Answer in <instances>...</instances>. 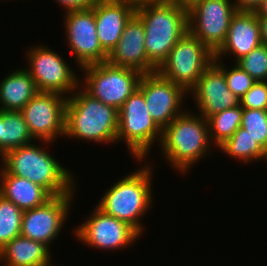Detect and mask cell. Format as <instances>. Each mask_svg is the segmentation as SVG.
<instances>
[{"label":"cell","instance_id":"16","mask_svg":"<svg viewBox=\"0 0 267 266\" xmlns=\"http://www.w3.org/2000/svg\"><path fill=\"white\" fill-rule=\"evenodd\" d=\"M188 93L194 99L198 114L205 119L240 105L239 98L227 86L224 71L214 61Z\"/></svg>","mask_w":267,"mask_h":266},{"label":"cell","instance_id":"2","mask_svg":"<svg viewBox=\"0 0 267 266\" xmlns=\"http://www.w3.org/2000/svg\"><path fill=\"white\" fill-rule=\"evenodd\" d=\"M191 111L186 109L162 131L159 146L168 165L182 175L212 154L208 120Z\"/></svg>","mask_w":267,"mask_h":266},{"label":"cell","instance_id":"29","mask_svg":"<svg viewBox=\"0 0 267 266\" xmlns=\"http://www.w3.org/2000/svg\"><path fill=\"white\" fill-rule=\"evenodd\" d=\"M213 61L224 71L228 88L238 98H241L255 84L256 81L237 63H234L235 65L229 68L222 60Z\"/></svg>","mask_w":267,"mask_h":266},{"label":"cell","instance_id":"23","mask_svg":"<svg viewBox=\"0 0 267 266\" xmlns=\"http://www.w3.org/2000/svg\"><path fill=\"white\" fill-rule=\"evenodd\" d=\"M239 162L251 163L265 158V150L253 139L248 131L239 127L234 134L217 148ZM241 160V161H240Z\"/></svg>","mask_w":267,"mask_h":266},{"label":"cell","instance_id":"9","mask_svg":"<svg viewBox=\"0 0 267 266\" xmlns=\"http://www.w3.org/2000/svg\"><path fill=\"white\" fill-rule=\"evenodd\" d=\"M28 69L39 92H56L69 97L79 86L80 76L58 52L43 44L31 46L25 55ZM79 77V80L77 79Z\"/></svg>","mask_w":267,"mask_h":266},{"label":"cell","instance_id":"30","mask_svg":"<svg viewBox=\"0 0 267 266\" xmlns=\"http://www.w3.org/2000/svg\"><path fill=\"white\" fill-rule=\"evenodd\" d=\"M239 100L242 108L267 110V81H256Z\"/></svg>","mask_w":267,"mask_h":266},{"label":"cell","instance_id":"35","mask_svg":"<svg viewBox=\"0 0 267 266\" xmlns=\"http://www.w3.org/2000/svg\"><path fill=\"white\" fill-rule=\"evenodd\" d=\"M166 1L174 3L175 5H178L179 7H182L188 11L192 6H194L201 0H166Z\"/></svg>","mask_w":267,"mask_h":266},{"label":"cell","instance_id":"24","mask_svg":"<svg viewBox=\"0 0 267 266\" xmlns=\"http://www.w3.org/2000/svg\"><path fill=\"white\" fill-rule=\"evenodd\" d=\"M243 108L231 107L207 118L209 137L214 147H219L240 127Z\"/></svg>","mask_w":267,"mask_h":266},{"label":"cell","instance_id":"3","mask_svg":"<svg viewBox=\"0 0 267 266\" xmlns=\"http://www.w3.org/2000/svg\"><path fill=\"white\" fill-rule=\"evenodd\" d=\"M142 163L139 169L118 179L106 189L96 206L103 213L115 217L132 226L141 236L143 216L153 207V166ZM152 187V188H151Z\"/></svg>","mask_w":267,"mask_h":266},{"label":"cell","instance_id":"27","mask_svg":"<svg viewBox=\"0 0 267 266\" xmlns=\"http://www.w3.org/2000/svg\"><path fill=\"white\" fill-rule=\"evenodd\" d=\"M240 127L267 149V110L243 108Z\"/></svg>","mask_w":267,"mask_h":266},{"label":"cell","instance_id":"5","mask_svg":"<svg viewBox=\"0 0 267 266\" xmlns=\"http://www.w3.org/2000/svg\"><path fill=\"white\" fill-rule=\"evenodd\" d=\"M135 15L144 26L148 61L158 69L177 41L188 32V11L163 0L136 9Z\"/></svg>","mask_w":267,"mask_h":266},{"label":"cell","instance_id":"14","mask_svg":"<svg viewBox=\"0 0 267 266\" xmlns=\"http://www.w3.org/2000/svg\"><path fill=\"white\" fill-rule=\"evenodd\" d=\"M64 15V30L67 47L78 68L107 62L108 54L100 45L92 8L67 11Z\"/></svg>","mask_w":267,"mask_h":266},{"label":"cell","instance_id":"17","mask_svg":"<svg viewBox=\"0 0 267 266\" xmlns=\"http://www.w3.org/2000/svg\"><path fill=\"white\" fill-rule=\"evenodd\" d=\"M144 42V26L134 14L125 25L117 45L108 55L107 62L114 66L138 70L142 74L157 72L148 61Z\"/></svg>","mask_w":267,"mask_h":266},{"label":"cell","instance_id":"13","mask_svg":"<svg viewBox=\"0 0 267 266\" xmlns=\"http://www.w3.org/2000/svg\"><path fill=\"white\" fill-rule=\"evenodd\" d=\"M138 90L144 95L151 118L162 131L186 111L183 104L189 93L158 72L143 74Z\"/></svg>","mask_w":267,"mask_h":266},{"label":"cell","instance_id":"28","mask_svg":"<svg viewBox=\"0 0 267 266\" xmlns=\"http://www.w3.org/2000/svg\"><path fill=\"white\" fill-rule=\"evenodd\" d=\"M236 63L255 81H267V45L261 44Z\"/></svg>","mask_w":267,"mask_h":266},{"label":"cell","instance_id":"20","mask_svg":"<svg viewBox=\"0 0 267 266\" xmlns=\"http://www.w3.org/2000/svg\"><path fill=\"white\" fill-rule=\"evenodd\" d=\"M51 249L44 243L17 236L0 249L3 266H56Z\"/></svg>","mask_w":267,"mask_h":266},{"label":"cell","instance_id":"36","mask_svg":"<svg viewBox=\"0 0 267 266\" xmlns=\"http://www.w3.org/2000/svg\"><path fill=\"white\" fill-rule=\"evenodd\" d=\"M4 119L2 110H0V157L3 156V132H4Z\"/></svg>","mask_w":267,"mask_h":266},{"label":"cell","instance_id":"7","mask_svg":"<svg viewBox=\"0 0 267 266\" xmlns=\"http://www.w3.org/2000/svg\"><path fill=\"white\" fill-rule=\"evenodd\" d=\"M80 70L84 75L81 87L93 98L117 110L138 89L143 75L138 70L108 62L88 65Z\"/></svg>","mask_w":267,"mask_h":266},{"label":"cell","instance_id":"37","mask_svg":"<svg viewBox=\"0 0 267 266\" xmlns=\"http://www.w3.org/2000/svg\"><path fill=\"white\" fill-rule=\"evenodd\" d=\"M255 13L257 16H267V0L262 1Z\"/></svg>","mask_w":267,"mask_h":266},{"label":"cell","instance_id":"32","mask_svg":"<svg viewBox=\"0 0 267 266\" xmlns=\"http://www.w3.org/2000/svg\"><path fill=\"white\" fill-rule=\"evenodd\" d=\"M263 0H235V7L238 11L255 12Z\"/></svg>","mask_w":267,"mask_h":266},{"label":"cell","instance_id":"38","mask_svg":"<svg viewBox=\"0 0 267 266\" xmlns=\"http://www.w3.org/2000/svg\"><path fill=\"white\" fill-rule=\"evenodd\" d=\"M265 162H267V149L265 150V158H264Z\"/></svg>","mask_w":267,"mask_h":266},{"label":"cell","instance_id":"12","mask_svg":"<svg viewBox=\"0 0 267 266\" xmlns=\"http://www.w3.org/2000/svg\"><path fill=\"white\" fill-rule=\"evenodd\" d=\"M67 97L56 92H38L21 110L32 137L56 142L65 135Z\"/></svg>","mask_w":267,"mask_h":266},{"label":"cell","instance_id":"25","mask_svg":"<svg viewBox=\"0 0 267 266\" xmlns=\"http://www.w3.org/2000/svg\"><path fill=\"white\" fill-rule=\"evenodd\" d=\"M4 119L3 155L15 148L36 141L20 111H2Z\"/></svg>","mask_w":267,"mask_h":266},{"label":"cell","instance_id":"18","mask_svg":"<svg viewBox=\"0 0 267 266\" xmlns=\"http://www.w3.org/2000/svg\"><path fill=\"white\" fill-rule=\"evenodd\" d=\"M261 44L260 25L256 13L237 11L231 19L225 42L214 54V60H223V57L231 54L233 62L236 63Z\"/></svg>","mask_w":267,"mask_h":266},{"label":"cell","instance_id":"1","mask_svg":"<svg viewBox=\"0 0 267 266\" xmlns=\"http://www.w3.org/2000/svg\"><path fill=\"white\" fill-rule=\"evenodd\" d=\"M42 143L36 145L34 142L6 152L0 157V173L26 178L45 188L52 196L76 193L74 173L72 175L70 170L63 167V164L44 148L53 142Z\"/></svg>","mask_w":267,"mask_h":266},{"label":"cell","instance_id":"34","mask_svg":"<svg viewBox=\"0 0 267 266\" xmlns=\"http://www.w3.org/2000/svg\"><path fill=\"white\" fill-rule=\"evenodd\" d=\"M260 25L262 44L267 45V16H257Z\"/></svg>","mask_w":267,"mask_h":266},{"label":"cell","instance_id":"33","mask_svg":"<svg viewBox=\"0 0 267 266\" xmlns=\"http://www.w3.org/2000/svg\"><path fill=\"white\" fill-rule=\"evenodd\" d=\"M115 1L122 2L126 5H129L136 10L140 7L147 6V5L154 4V3H158V2H161L163 0H115Z\"/></svg>","mask_w":267,"mask_h":266},{"label":"cell","instance_id":"8","mask_svg":"<svg viewBox=\"0 0 267 266\" xmlns=\"http://www.w3.org/2000/svg\"><path fill=\"white\" fill-rule=\"evenodd\" d=\"M213 60L214 53L188 31L177 41L157 72L189 92Z\"/></svg>","mask_w":267,"mask_h":266},{"label":"cell","instance_id":"11","mask_svg":"<svg viewBox=\"0 0 267 266\" xmlns=\"http://www.w3.org/2000/svg\"><path fill=\"white\" fill-rule=\"evenodd\" d=\"M93 209L88 218L73 231L74 237L84 245L93 249L117 251L127 249L139 241L141 235L132 226L103 213L97 207Z\"/></svg>","mask_w":267,"mask_h":266},{"label":"cell","instance_id":"15","mask_svg":"<svg viewBox=\"0 0 267 266\" xmlns=\"http://www.w3.org/2000/svg\"><path fill=\"white\" fill-rule=\"evenodd\" d=\"M74 195L53 196L42 206L24 211L20 235L50 247L68 220Z\"/></svg>","mask_w":267,"mask_h":266},{"label":"cell","instance_id":"10","mask_svg":"<svg viewBox=\"0 0 267 266\" xmlns=\"http://www.w3.org/2000/svg\"><path fill=\"white\" fill-rule=\"evenodd\" d=\"M237 11L232 0H201L188 10V31L215 54L225 42Z\"/></svg>","mask_w":267,"mask_h":266},{"label":"cell","instance_id":"31","mask_svg":"<svg viewBox=\"0 0 267 266\" xmlns=\"http://www.w3.org/2000/svg\"><path fill=\"white\" fill-rule=\"evenodd\" d=\"M67 11L92 8L98 0H54Z\"/></svg>","mask_w":267,"mask_h":266},{"label":"cell","instance_id":"22","mask_svg":"<svg viewBox=\"0 0 267 266\" xmlns=\"http://www.w3.org/2000/svg\"><path fill=\"white\" fill-rule=\"evenodd\" d=\"M9 73L0 82V110L20 111L39 91L26 67Z\"/></svg>","mask_w":267,"mask_h":266},{"label":"cell","instance_id":"26","mask_svg":"<svg viewBox=\"0 0 267 266\" xmlns=\"http://www.w3.org/2000/svg\"><path fill=\"white\" fill-rule=\"evenodd\" d=\"M23 213L12 201L0 195V249L20 236Z\"/></svg>","mask_w":267,"mask_h":266},{"label":"cell","instance_id":"21","mask_svg":"<svg viewBox=\"0 0 267 266\" xmlns=\"http://www.w3.org/2000/svg\"><path fill=\"white\" fill-rule=\"evenodd\" d=\"M0 195L22 211L42 206L53 197L39 184L10 173H0Z\"/></svg>","mask_w":267,"mask_h":266},{"label":"cell","instance_id":"4","mask_svg":"<svg viewBox=\"0 0 267 266\" xmlns=\"http://www.w3.org/2000/svg\"><path fill=\"white\" fill-rule=\"evenodd\" d=\"M118 110L93 98L81 86L67 97L64 138L117 144Z\"/></svg>","mask_w":267,"mask_h":266},{"label":"cell","instance_id":"6","mask_svg":"<svg viewBox=\"0 0 267 266\" xmlns=\"http://www.w3.org/2000/svg\"><path fill=\"white\" fill-rule=\"evenodd\" d=\"M162 130L151 118L144 95L137 89L118 110L117 142L123 141L133 159L144 162L155 141L160 145Z\"/></svg>","mask_w":267,"mask_h":266},{"label":"cell","instance_id":"19","mask_svg":"<svg viewBox=\"0 0 267 266\" xmlns=\"http://www.w3.org/2000/svg\"><path fill=\"white\" fill-rule=\"evenodd\" d=\"M92 9L100 45L109 55L117 45L125 25L135 14V9L115 0H98Z\"/></svg>","mask_w":267,"mask_h":266}]
</instances>
